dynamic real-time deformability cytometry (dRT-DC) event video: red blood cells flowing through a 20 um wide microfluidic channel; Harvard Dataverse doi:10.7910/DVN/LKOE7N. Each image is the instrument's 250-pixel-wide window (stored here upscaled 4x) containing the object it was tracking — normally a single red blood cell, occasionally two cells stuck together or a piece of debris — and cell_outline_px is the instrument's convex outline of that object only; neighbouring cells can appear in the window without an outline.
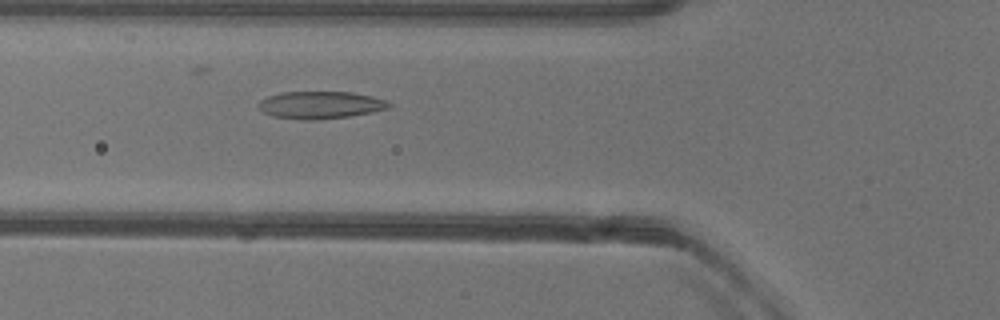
{"species": "common noctule bat (a hibernating species)", "species_latin": "Nyctalus noctula", "temperature_condition": "warm", "stored_images_in_passage": 20, "camera_frame_rate_fps": 3000, "um_per_image_px": 0.085, "animal": {"sex": "female"}, "frame": {"image": 1, "passage_image": 8, "time_ms": 2.333, "image_size_px": [1000, 320], "cell_outline_px": [[392, 108], [372, 112], [348, 116], [320, 120], [304, 120], [272, 116], [264, 112], [256, 104], [260, 100], [268, 96], [280, 92], [352, 92], [372, 96], [388, 100], [392, 104]], "centroid_in_image_um": [27.27, 8.92], "position_along_channel_um": 98.5, "area_um2": 21.04}}
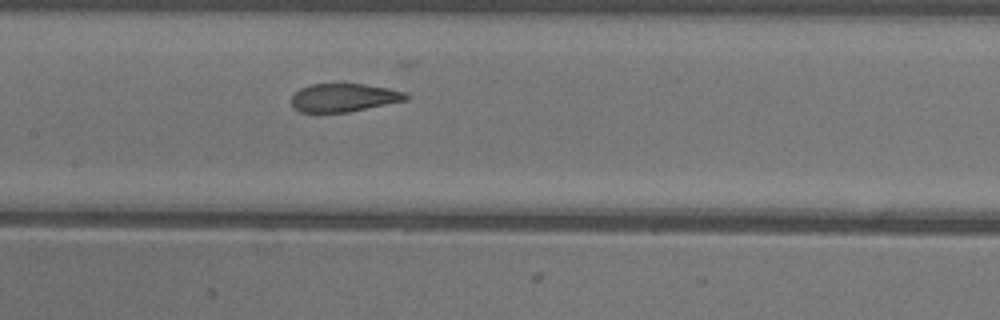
{"frame": {"image": 2, "passage_image": 14, "time_ms": 4.333, "image_size_px": [1000, 320], "cell_outline_px": [[408, 100], [348, 112], [300, 112], [292, 108], [292, 96], [300, 88], [312, 84], [364, 84], [388, 88], [404, 92], [408, 96]], "centroid_in_image_um": [29.21, 8.3], "position_along_channel_um": 178.2, "area_um2": 18.79}}
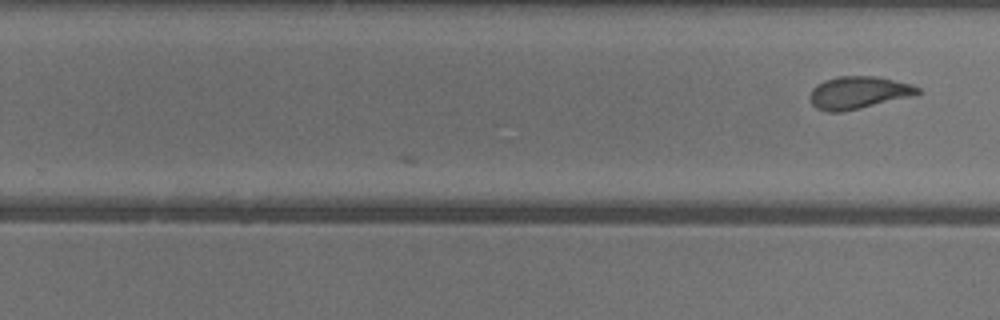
{"frame": {"image": 3, "passage_image": 20, "time_ms": 6.333, "image_size_px": [1000, 320], "cell_outline_px": [[924, 92], [860, 108], [840, 112], [828, 112], [816, 108], [812, 104], [808, 96], [812, 88], [816, 84], [824, 80], [840, 76], [876, 76], [912, 84], [920, 88]], "centroid_in_image_um": [72.92, 7.86], "position_along_channel_um": 256.9, "area_um2": 20.29}}